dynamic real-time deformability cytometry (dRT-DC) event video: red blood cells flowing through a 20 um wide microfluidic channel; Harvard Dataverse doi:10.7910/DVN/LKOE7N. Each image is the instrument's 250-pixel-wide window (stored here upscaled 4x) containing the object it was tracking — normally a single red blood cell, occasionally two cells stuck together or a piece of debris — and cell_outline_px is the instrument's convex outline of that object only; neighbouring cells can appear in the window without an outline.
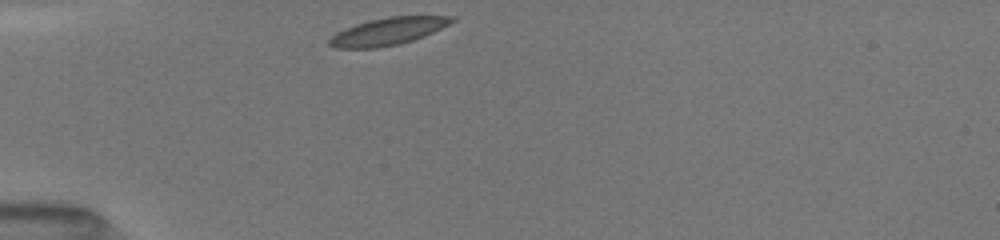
{"species": "common noctule bat (a hibernating species)", "species_latin": "Nyctalus noctula", "temperature_condition": "room temperature", "stored_images_in_passage": 6, "camera_frame_rate_fps": 3000, "um_per_image_px": 0.085, "animal": {"sex": "female", "body_mass_g": 19.5, "forearm_length_mm": 54.1}, "frame": {"image": 1, "passage_image": 1, "time_ms": 0.0, "image_size_px": [1000, 240], "cell_outline_px": [[456, 20], [424, 36], [400, 44], [376, 48], [336, 48], [328, 44], [328, 40], [336, 32], [344, 28], [368, 20], [388, 16], [456, 16]], "centroid_in_image_um": [32.95, 2.66], "position_along_channel_um": 52.1, "area_um2": 19.48}}
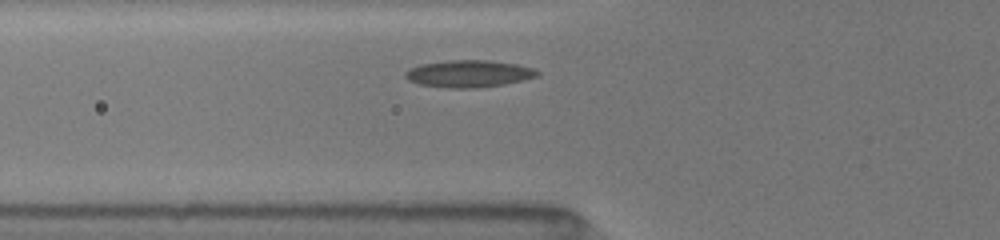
{"frame": {"image": 2, "passage_image": 5, "time_ms": 1.333, "image_size_px": [1000, 240], "cell_outline_px": [[540, 72], [536, 76], [504, 84], [476, 88], [448, 88], [420, 84], [408, 80], [404, 76], [404, 72], [420, 64], [448, 60], [488, 60], [516, 64], [536, 68]], "centroid_in_image_um": [39.83, 6.26], "position_along_channel_um": 86.0, "area_um2": 20.75}}